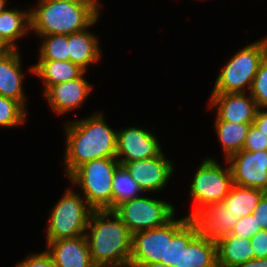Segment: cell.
<instances>
[{
  "label": "cell",
  "instance_id": "cell-24",
  "mask_svg": "<svg viewBox=\"0 0 267 267\" xmlns=\"http://www.w3.org/2000/svg\"><path fill=\"white\" fill-rule=\"evenodd\" d=\"M265 193L260 189L233 184L223 203L234 216L241 218L252 214Z\"/></svg>",
  "mask_w": 267,
  "mask_h": 267
},
{
  "label": "cell",
  "instance_id": "cell-36",
  "mask_svg": "<svg viewBox=\"0 0 267 267\" xmlns=\"http://www.w3.org/2000/svg\"><path fill=\"white\" fill-rule=\"evenodd\" d=\"M236 267H267V257L258 259L253 258Z\"/></svg>",
  "mask_w": 267,
  "mask_h": 267
},
{
  "label": "cell",
  "instance_id": "cell-27",
  "mask_svg": "<svg viewBox=\"0 0 267 267\" xmlns=\"http://www.w3.org/2000/svg\"><path fill=\"white\" fill-rule=\"evenodd\" d=\"M188 216L172 219L167 223V250L165 265L179 267L180 256V228L189 220Z\"/></svg>",
  "mask_w": 267,
  "mask_h": 267
},
{
  "label": "cell",
  "instance_id": "cell-38",
  "mask_svg": "<svg viewBox=\"0 0 267 267\" xmlns=\"http://www.w3.org/2000/svg\"><path fill=\"white\" fill-rule=\"evenodd\" d=\"M60 1H69L73 3H100V1L97 0H60Z\"/></svg>",
  "mask_w": 267,
  "mask_h": 267
},
{
  "label": "cell",
  "instance_id": "cell-6",
  "mask_svg": "<svg viewBox=\"0 0 267 267\" xmlns=\"http://www.w3.org/2000/svg\"><path fill=\"white\" fill-rule=\"evenodd\" d=\"M67 189L50 211L46 241L85 235L91 212L85 198ZM83 197V198H82Z\"/></svg>",
  "mask_w": 267,
  "mask_h": 267
},
{
  "label": "cell",
  "instance_id": "cell-31",
  "mask_svg": "<svg viewBox=\"0 0 267 267\" xmlns=\"http://www.w3.org/2000/svg\"><path fill=\"white\" fill-rule=\"evenodd\" d=\"M243 150L246 151H260L267 150V136L259 131L256 127L251 125L248 135L246 137Z\"/></svg>",
  "mask_w": 267,
  "mask_h": 267
},
{
  "label": "cell",
  "instance_id": "cell-16",
  "mask_svg": "<svg viewBox=\"0 0 267 267\" xmlns=\"http://www.w3.org/2000/svg\"><path fill=\"white\" fill-rule=\"evenodd\" d=\"M46 244L56 267H96L85 235L46 241Z\"/></svg>",
  "mask_w": 267,
  "mask_h": 267
},
{
  "label": "cell",
  "instance_id": "cell-34",
  "mask_svg": "<svg viewBox=\"0 0 267 267\" xmlns=\"http://www.w3.org/2000/svg\"><path fill=\"white\" fill-rule=\"evenodd\" d=\"M252 214L260 229L267 230V192L261 197Z\"/></svg>",
  "mask_w": 267,
  "mask_h": 267
},
{
  "label": "cell",
  "instance_id": "cell-32",
  "mask_svg": "<svg viewBox=\"0 0 267 267\" xmlns=\"http://www.w3.org/2000/svg\"><path fill=\"white\" fill-rule=\"evenodd\" d=\"M15 267H56L47 250L30 254L26 259L20 261Z\"/></svg>",
  "mask_w": 267,
  "mask_h": 267
},
{
  "label": "cell",
  "instance_id": "cell-3",
  "mask_svg": "<svg viewBox=\"0 0 267 267\" xmlns=\"http://www.w3.org/2000/svg\"><path fill=\"white\" fill-rule=\"evenodd\" d=\"M102 3L38 0L30 9L31 30L36 35H70L90 28L100 15Z\"/></svg>",
  "mask_w": 267,
  "mask_h": 267
},
{
  "label": "cell",
  "instance_id": "cell-29",
  "mask_svg": "<svg viewBox=\"0 0 267 267\" xmlns=\"http://www.w3.org/2000/svg\"><path fill=\"white\" fill-rule=\"evenodd\" d=\"M249 93L258 108H267V55L259 65Z\"/></svg>",
  "mask_w": 267,
  "mask_h": 267
},
{
  "label": "cell",
  "instance_id": "cell-2",
  "mask_svg": "<svg viewBox=\"0 0 267 267\" xmlns=\"http://www.w3.org/2000/svg\"><path fill=\"white\" fill-rule=\"evenodd\" d=\"M85 236L96 267H124L129 264L132 233L113 210L92 211Z\"/></svg>",
  "mask_w": 267,
  "mask_h": 267
},
{
  "label": "cell",
  "instance_id": "cell-7",
  "mask_svg": "<svg viewBox=\"0 0 267 267\" xmlns=\"http://www.w3.org/2000/svg\"><path fill=\"white\" fill-rule=\"evenodd\" d=\"M233 185L232 174L229 164L223 169L213 158H205L196 171L192 184L190 185V197L193 198L195 206L192 213L193 218L206 206L223 202Z\"/></svg>",
  "mask_w": 267,
  "mask_h": 267
},
{
  "label": "cell",
  "instance_id": "cell-23",
  "mask_svg": "<svg viewBox=\"0 0 267 267\" xmlns=\"http://www.w3.org/2000/svg\"><path fill=\"white\" fill-rule=\"evenodd\" d=\"M216 134L224 150L225 159L243 150L249 129L253 123H237L216 120Z\"/></svg>",
  "mask_w": 267,
  "mask_h": 267
},
{
  "label": "cell",
  "instance_id": "cell-11",
  "mask_svg": "<svg viewBox=\"0 0 267 267\" xmlns=\"http://www.w3.org/2000/svg\"><path fill=\"white\" fill-rule=\"evenodd\" d=\"M119 163L132 176L144 193L162 190L174 171L173 162L165 158L164 152L153 158Z\"/></svg>",
  "mask_w": 267,
  "mask_h": 267
},
{
  "label": "cell",
  "instance_id": "cell-39",
  "mask_svg": "<svg viewBox=\"0 0 267 267\" xmlns=\"http://www.w3.org/2000/svg\"><path fill=\"white\" fill-rule=\"evenodd\" d=\"M6 3H7V0H0V13L7 8Z\"/></svg>",
  "mask_w": 267,
  "mask_h": 267
},
{
  "label": "cell",
  "instance_id": "cell-9",
  "mask_svg": "<svg viewBox=\"0 0 267 267\" xmlns=\"http://www.w3.org/2000/svg\"><path fill=\"white\" fill-rule=\"evenodd\" d=\"M179 267H217V243L202 236L192 218L180 228Z\"/></svg>",
  "mask_w": 267,
  "mask_h": 267
},
{
  "label": "cell",
  "instance_id": "cell-19",
  "mask_svg": "<svg viewBox=\"0 0 267 267\" xmlns=\"http://www.w3.org/2000/svg\"><path fill=\"white\" fill-rule=\"evenodd\" d=\"M89 28L68 35L69 60L87 72V67L98 62L102 52L97 36L88 31Z\"/></svg>",
  "mask_w": 267,
  "mask_h": 267
},
{
  "label": "cell",
  "instance_id": "cell-13",
  "mask_svg": "<svg viewBox=\"0 0 267 267\" xmlns=\"http://www.w3.org/2000/svg\"><path fill=\"white\" fill-rule=\"evenodd\" d=\"M167 250V224L158 228L132 234L131 259L129 264L161 262L165 264Z\"/></svg>",
  "mask_w": 267,
  "mask_h": 267
},
{
  "label": "cell",
  "instance_id": "cell-14",
  "mask_svg": "<svg viewBox=\"0 0 267 267\" xmlns=\"http://www.w3.org/2000/svg\"><path fill=\"white\" fill-rule=\"evenodd\" d=\"M210 98L209 109L217 111L215 120L253 123L258 107L250 93H212Z\"/></svg>",
  "mask_w": 267,
  "mask_h": 267
},
{
  "label": "cell",
  "instance_id": "cell-17",
  "mask_svg": "<svg viewBox=\"0 0 267 267\" xmlns=\"http://www.w3.org/2000/svg\"><path fill=\"white\" fill-rule=\"evenodd\" d=\"M20 55L18 49H7L0 55V95L18 101L25 108V74Z\"/></svg>",
  "mask_w": 267,
  "mask_h": 267
},
{
  "label": "cell",
  "instance_id": "cell-20",
  "mask_svg": "<svg viewBox=\"0 0 267 267\" xmlns=\"http://www.w3.org/2000/svg\"><path fill=\"white\" fill-rule=\"evenodd\" d=\"M29 70L44 82L43 91L49 86L77 79L85 72L84 69L70 60H38Z\"/></svg>",
  "mask_w": 267,
  "mask_h": 267
},
{
  "label": "cell",
  "instance_id": "cell-25",
  "mask_svg": "<svg viewBox=\"0 0 267 267\" xmlns=\"http://www.w3.org/2000/svg\"><path fill=\"white\" fill-rule=\"evenodd\" d=\"M140 192L144 193L126 169L119 165L113 177L112 210L125 201L140 197Z\"/></svg>",
  "mask_w": 267,
  "mask_h": 267
},
{
  "label": "cell",
  "instance_id": "cell-1",
  "mask_svg": "<svg viewBox=\"0 0 267 267\" xmlns=\"http://www.w3.org/2000/svg\"><path fill=\"white\" fill-rule=\"evenodd\" d=\"M86 118L65 124L66 151L63 162L67 177L87 161L116 158L117 131L106 124L101 112Z\"/></svg>",
  "mask_w": 267,
  "mask_h": 267
},
{
  "label": "cell",
  "instance_id": "cell-33",
  "mask_svg": "<svg viewBox=\"0 0 267 267\" xmlns=\"http://www.w3.org/2000/svg\"><path fill=\"white\" fill-rule=\"evenodd\" d=\"M250 241L255 252V259L267 257V230L261 229L250 238Z\"/></svg>",
  "mask_w": 267,
  "mask_h": 267
},
{
  "label": "cell",
  "instance_id": "cell-15",
  "mask_svg": "<svg viewBox=\"0 0 267 267\" xmlns=\"http://www.w3.org/2000/svg\"><path fill=\"white\" fill-rule=\"evenodd\" d=\"M85 73L86 71L77 79L49 86L44 91L43 94L55 113L63 115L80 107L85 102L93 88L84 79Z\"/></svg>",
  "mask_w": 267,
  "mask_h": 267
},
{
  "label": "cell",
  "instance_id": "cell-21",
  "mask_svg": "<svg viewBox=\"0 0 267 267\" xmlns=\"http://www.w3.org/2000/svg\"><path fill=\"white\" fill-rule=\"evenodd\" d=\"M31 31L30 9H5L0 13V42L6 49H17L20 40ZM23 36V37H22Z\"/></svg>",
  "mask_w": 267,
  "mask_h": 267
},
{
  "label": "cell",
  "instance_id": "cell-8",
  "mask_svg": "<svg viewBox=\"0 0 267 267\" xmlns=\"http://www.w3.org/2000/svg\"><path fill=\"white\" fill-rule=\"evenodd\" d=\"M113 211L132 234L164 226L175 215V209L171 203L143 196L125 201Z\"/></svg>",
  "mask_w": 267,
  "mask_h": 267
},
{
  "label": "cell",
  "instance_id": "cell-35",
  "mask_svg": "<svg viewBox=\"0 0 267 267\" xmlns=\"http://www.w3.org/2000/svg\"><path fill=\"white\" fill-rule=\"evenodd\" d=\"M265 109L258 108L252 125L267 136V108Z\"/></svg>",
  "mask_w": 267,
  "mask_h": 267
},
{
  "label": "cell",
  "instance_id": "cell-22",
  "mask_svg": "<svg viewBox=\"0 0 267 267\" xmlns=\"http://www.w3.org/2000/svg\"><path fill=\"white\" fill-rule=\"evenodd\" d=\"M217 267H236L255 259L250 239L227 234L217 242Z\"/></svg>",
  "mask_w": 267,
  "mask_h": 267
},
{
  "label": "cell",
  "instance_id": "cell-30",
  "mask_svg": "<svg viewBox=\"0 0 267 267\" xmlns=\"http://www.w3.org/2000/svg\"><path fill=\"white\" fill-rule=\"evenodd\" d=\"M260 230V226L257 224L255 217L251 214L239 218L230 235H234L237 238L243 237L244 239H250Z\"/></svg>",
  "mask_w": 267,
  "mask_h": 267
},
{
  "label": "cell",
  "instance_id": "cell-18",
  "mask_svg": "<svg viewBox=\"0 0 267 267\" xmlns=\"http://www.w3.org/2000/svg\"><path fill=\"white\" fill-rule=\"evenodd\" d=\"M192 219L202 236L217 242L221 237L231 233L239 218L234 216L223 202H217L206 206Z\"/></svg>",
  "mask_w": 267,
  "mask_h": 267
},
{
  "label": "cell",
  "instance_id": "cell-37",
  "mask_svg": "<svg viewBox=\"0 0 267 267\" xmlns=\"http://www.w3.org/2000/svg\"><path fill=\"white\" fill-rule=\"evenodd\" d=\"M139 267H170L168 265L162 264L161 262L142 264Z\"/></svg>",
  "mask_w": 267,
  "mask_h": 267
},
{
  "label": "cell",
  "instance_id": "cell-28",
  "mask_svg": "<svg viewBox=\"0 0 267 267\" xmlns=\"http://www.w3.org/2000/svg\"><path fill=\"white\" fill-rule=\"evenodd\" d=\"M27 114L18 101L0 95V127H18L25 122Z\"/></svg>",
  "mask_w": 267,
  "mask_h": 267
},
{
  "label": "cell",
  "instance_id": "cell-5",
  "mask_svg": "<svg viewBox=\"0 0 267 267\" xmlns=\"http://www.w3.org/2000/svg\"><path fill=\"white\" fill-rule=\"evenodd\" d=\"M267 55V37L235 53L220 71L211 93L250 91L261 61Z\"/></svg>",
  "mask_w": 267,
  "mask_h": 267
},
{
  "label": "cell",
  "instance_id": "cell-12",
  "mask_svg": "<svg viewBox=\"0 0 267 267\" xmlns=\"http://www.w3.org/2000/svg\"><path fill=\"white\" fill-rule=\"evenodd\" d=\"M123 129L117 130L116 159L118 162L153 158L163 152L153 132L137 127Z\"/></svg>",
  "mask_w": 267,
  "mask_h": 267
},
{
  "label": "cell",
  "instance_id": "cell-41",
  "mask_svg": "<svg viewBox=\"0 0 267 267\" xmlns=\"http://www.w3.org/2000/svg\"><path fill=\"white\" fill-rule=\"evenodd\" d=\"M124 267H138V266H134V265H132V264H127V265L124 266Z\"/></svg>",
  "mask_w": 267,
  "mask_h": 267
},
{
  "label": "cell",
  "instance_id": "cell-10",
  "mask_svg": "<svg viewBox=\"0 0 267 267\" xmlns=\"http://www.w3.org/2000/svg\"><path fill=\"white\" fill-rule=\"evenodd\" d=\"M234 185L267 192V150H241L225 159Z\"/></svg>",
  "mask_w": 267,
  "mask_h": 267
},
{
  "label": "cell",
  "instance_id": "cell-40",
  "mask_svg": "<svg viewBox=\"0 0 267 267\" xmlns=\"http://www.w3.org/2000/svg\"><path fill=\"white\" fill-rule=\"evenodd\" d=\"M5 50H7L4 46H3V44L0 42V55L5 51Z\"/></svg>",
  "mask_w": 267,
  "mask_h": 267
},
{
  "label": "cell",
  "instance_id": "cell-26",
  "mask_svg": "<svg viewBox=\"0 0 267 267\" xmlns=\"http://www.w3.org/2000/svg\"><path fill=\"white\" fill-rule=\"evenodd\" d=\"M42 38L38 60L69 61L68 35H37ZM44 38V39H43Z\"/></svg>",
  "mask_w": 267,
  "mask_h": 267
},
{
  "label": "cell",
  "instance_id": "cell-4",
  "mask_svg": "<svg viewBox=\"0 0 267 267\" xmlns=\"http://www.w3.org/2000/svg\"><path fill=\"white\" fill-rule=\"evenodd\" d=\"M119 165L116 158L94 159L77 167L68 179L81 188L93 211L112 210L113 177Z\"/></svg>",
  "mask_w": 267,
  "mask_h": 267
}]
</instances>
